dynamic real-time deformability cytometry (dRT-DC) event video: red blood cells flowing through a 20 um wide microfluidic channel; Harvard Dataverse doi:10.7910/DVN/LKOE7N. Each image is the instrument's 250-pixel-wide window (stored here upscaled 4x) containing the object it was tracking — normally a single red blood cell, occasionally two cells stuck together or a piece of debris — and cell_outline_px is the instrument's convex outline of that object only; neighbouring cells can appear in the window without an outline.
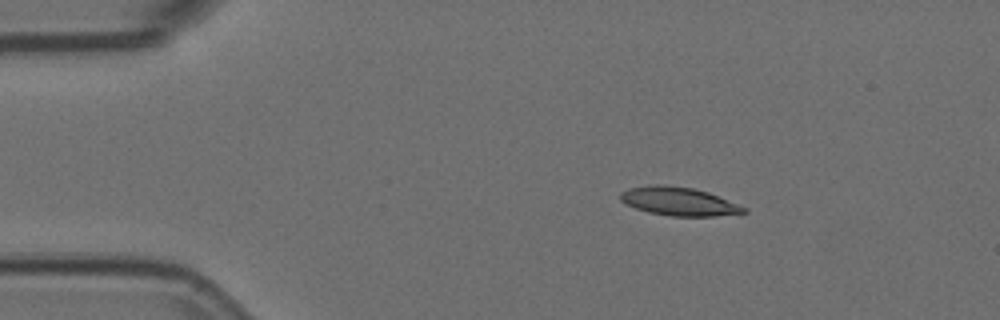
{"species": "Egyptian fruit bat (a non-hibernating species)", "species_latin": "Rousettus aegyptiacus", "temperature_condition": "room temperature", "stored_images_in_passage": 4, "segment_of_instrument_passage": [1, 2], "camera_frame_rate_fps": 3000, "um_per_image_px": 0.085, "animal": {"sex": "female"}, "frame": {"image": 1, "passage_image": 1, "time_ms": 0.0, "image_size_px": [1000, 320], "cell_outline_px": [[748, 212], [716, 216], [672, 216], [648, 212], [624, 204], [620, 200], [620, 192], [628, 188], [652, 184], [664, 184], [692, 188], [708, 192], [748, 208]], "centroid_in_image_um": [57.67, 17.11], "position_along_channel_um": 27.3, "area_um2": 20.58}}